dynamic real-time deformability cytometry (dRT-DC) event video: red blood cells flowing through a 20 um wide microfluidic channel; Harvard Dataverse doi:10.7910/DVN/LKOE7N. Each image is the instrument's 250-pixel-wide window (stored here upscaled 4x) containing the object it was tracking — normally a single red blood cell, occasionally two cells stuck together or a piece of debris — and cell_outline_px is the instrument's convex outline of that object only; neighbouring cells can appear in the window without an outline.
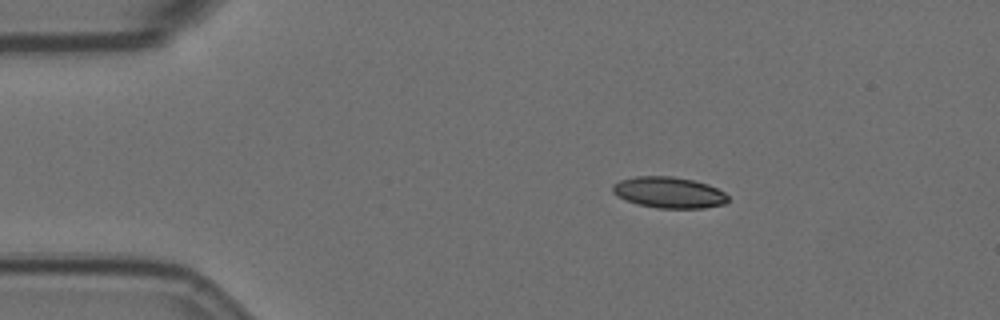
{"species": "Egyptian fruit bat (a non-hibernating species)", "species_latin": "Rousettus aegyptiacus", "temperature_condition": "room temperature", "stored_images_in_passage": 48, "camera_frame_rate_fps": 3000, "um_per_image_px": 0.085, "animal": {"sex": "female"}, "frame": {"image": 1, "passage_image": 1, "time_ms": 0.0, "image_size_px": [1000, 320], "cell_outline_px": [[728, 200], [724, 204], [704, 208], [656, 208], [640, 204], [628, 200], [612, 192], [612, 184], [620, 180], [636, 176], [672, 176], [692, 180], [708, 184], [724, 192], [728, 196]], "centroid_in_image_um": [56.87, 16.35], "position_along_channel_um": 28.1, "area_um2": 20.75}}
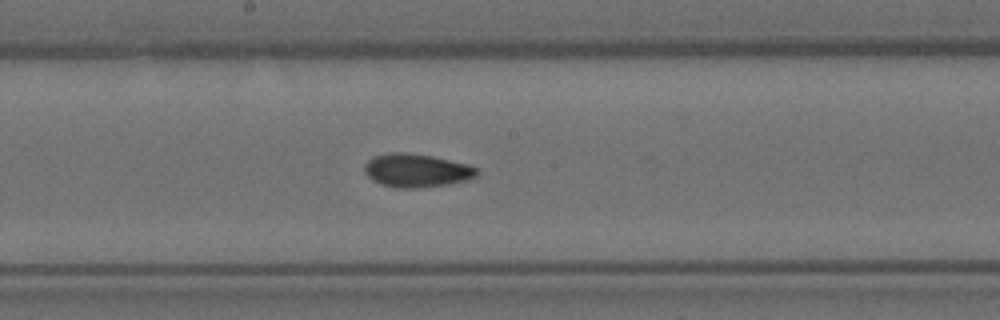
{"frame": {"image": 2, "passage_image": 21, "time_ms": 6.667, "image_size_px": [1000, 320], "cell_outline_px": [[480, 172], [476, 176], [468, 180], [448, 184], [420, 188], [396, 188], [380, 184], [372, 180], [364, 172], [364, 164], [372, 156], [388, 152], [404, 152], [432, 156], [468, 164], [476, 168]], "centroid_in_image_um": [35.38, 14.49], "position_along_channel_um": 212.8, "area_um2": 22.14}}
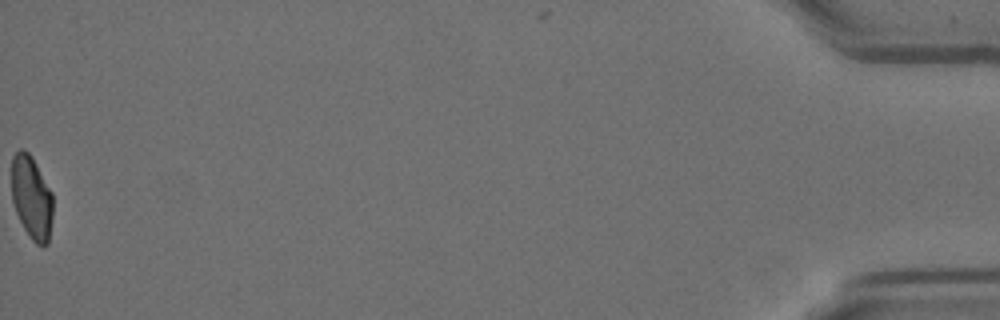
{"frame": {"image": 3, "passage_image": 48, "time_ms": 15.667, "image_size_px": [1000, 320], "cell_outline_px": [[52, 216], [48, 244], [36, 244], [32, 240], [24, 228], [16, 212], [12, 200], [12, 156], [20, 148], [24, 148], [32, 156], [52, 192]], "centroid_in_image_um": [2.68, 16.75], "position_along_channel_um": 432.5, "area_um2": 20.0}, "authors_computed_cell_mechanics": {"area_um2": 21.1548, "velocity_mm_per_s": 3.5979, "shape_relaxation_time_tau1_ms": 5.1749, "shape_relaxation_time_tau2_ms": 2.6335, "deformation_change_tau1": 0.1474, "deformation_change_tau2": 0.0681}}